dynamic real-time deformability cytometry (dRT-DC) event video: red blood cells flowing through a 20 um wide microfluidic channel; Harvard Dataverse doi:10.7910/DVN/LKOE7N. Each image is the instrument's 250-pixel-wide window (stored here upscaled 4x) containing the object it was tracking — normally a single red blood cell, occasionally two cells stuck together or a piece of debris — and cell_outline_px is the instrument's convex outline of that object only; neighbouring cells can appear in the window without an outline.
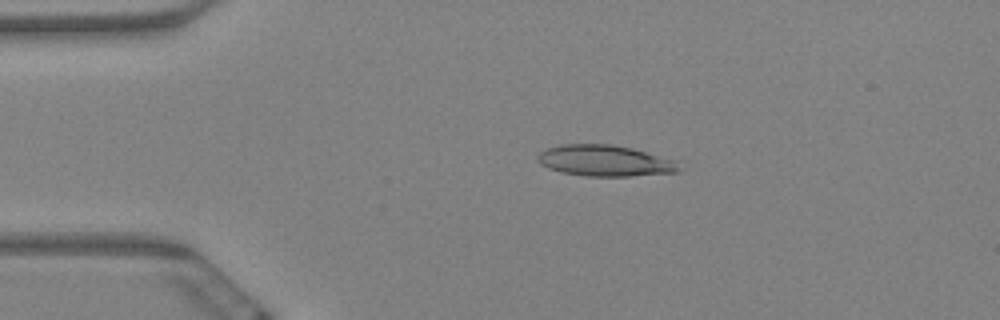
{"species": "Egyptian fruit bat (a non-hibernating species)", "species_latin": "Rousettus aegyptiacus", "temperature_condition": "warm", "stored_images_in_passage": 9, "camera_frame_rate_fps": 3000, "um_per_image_px": 0.085, "animal": {"sex": "female"}, "frame": {"image": 1, "passage_image": 2, "time_ms": 0.333, "image_size_px": [1000, 320], "cell_outline_px": [[680, 172], [628, 176], [588, 176], [560, 172], [548, 168], [540, 164], [536, 160], [536, 156], [544, 148], [560, 144], [612, 144], [632, 148], [672, 160], [680, 168]], "centroid_in_image_um": [51.32, 13.65], "position_along_channel_um": 33.7, "area_um2": 25.61}}
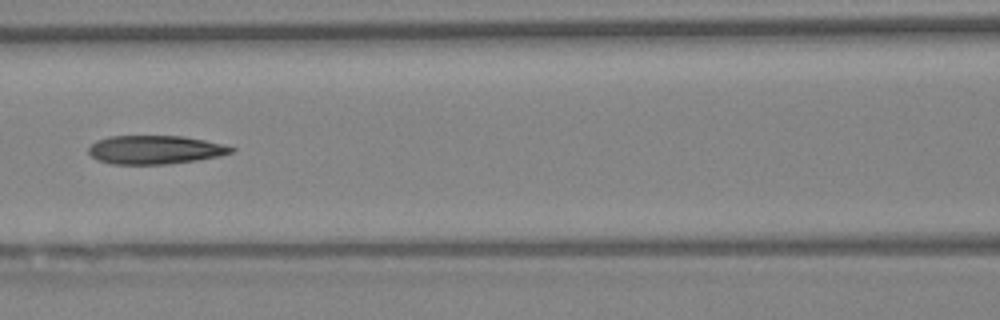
{"frame": {"image": 2, "passage_image": 6, "time_ms": 1.667, "image_size_px": [1000, 320], "cell_outline_px": [[236, 148], [232, 152], [220, 156], [196, 160], [168, 164], [112, 164], [96, 160], [88, 152], [88, 148], [96, 140], [108, 136], [184, 136], [204, 140]], "centroid_in_image_um": [13.14, 12.73], "position_along_channel_um": 153.5, "area_um2": 23.76}}
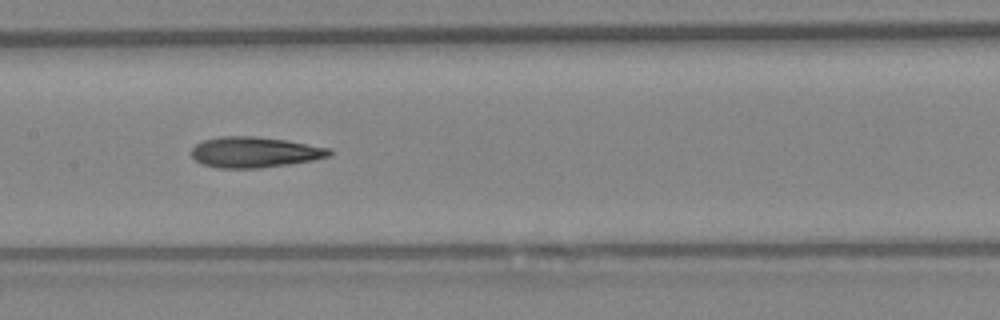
{"frame": {"image": 3, "passage_image": 7, "time_ms": 2.0, "image_size_px": [1000, 320], "cell_outline_px": [[332, 152], [328, 156], [312, 160], [288, 164], [260, 168], [216, 168], [204, 164], [196, 160], [192, 156], [192, 148], [196, 144], [204, 140], [220, 136], [256, 136], [288, 140], [332, 148]], "centroid_in_image_um": [21.66, 12.93], "position_along_channel_um": 185.7, "area_um2": 24.68}}